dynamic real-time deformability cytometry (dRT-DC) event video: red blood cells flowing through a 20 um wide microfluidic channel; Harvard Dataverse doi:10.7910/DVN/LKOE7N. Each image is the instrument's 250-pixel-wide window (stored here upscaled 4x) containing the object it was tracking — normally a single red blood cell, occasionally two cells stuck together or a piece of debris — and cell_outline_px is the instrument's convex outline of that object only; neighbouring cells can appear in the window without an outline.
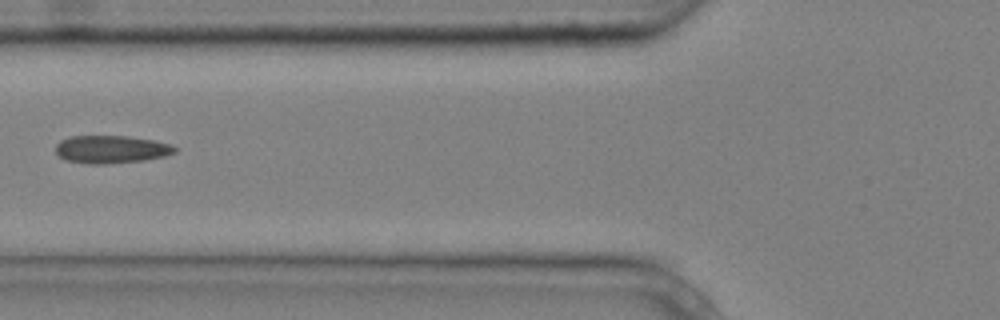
{"species": "common noctule bat (a hibernating species)", "species_latin": "Nyctalus noctula", "temperature_condition": "cold", "stored_images_in_passage": 6, "camera_frame_rate_fps": 3000, "um_per_image_px": 0.085, "animal": {"sex": "male", "body_mass_g": 20.4}, "frame": {"image": 1, "passage_image": 6, "time_ms": 1.667, "image_size_px": [1000, 320], "cell_outline_px": [[176, 152], [164, 156], [144, 160], [104, 164], [88, 164], [64, 160], [56, 152], [56, 144], [60, 140], [72, 136], [128, 136], [152, 140], [168, 144], [176, 148]], "centroid_in_image_um": [9.41, 12.7], "position_along_channel_um": 116.4, "area_um2": 19.19}}